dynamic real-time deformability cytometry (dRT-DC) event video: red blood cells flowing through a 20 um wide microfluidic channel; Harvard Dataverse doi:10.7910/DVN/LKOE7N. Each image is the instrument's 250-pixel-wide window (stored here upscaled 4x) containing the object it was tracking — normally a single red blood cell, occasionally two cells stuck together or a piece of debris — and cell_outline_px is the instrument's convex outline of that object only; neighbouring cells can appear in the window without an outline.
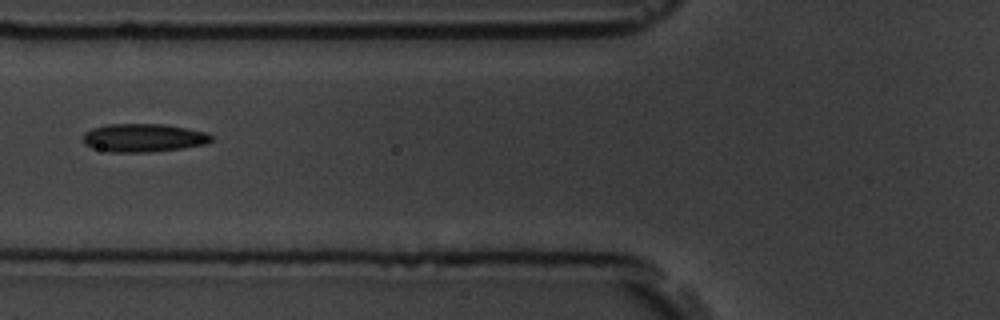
{"species": "common noctule bat (a hibernating species)", "species_latin": "Nyctalus noctula", "temperature_condition": "room temperature", "stored_images_in_passage": 3, "camera_frame_rate_fps": 3000, "um_per_image_px": 0.085, "animal": {"sex": "male", "body_mass_g": 19.5, "forearm_length_mm": 54.6}, "frame": {"image": 1, "passage_image": 3, "time_ms": 2.333, "image_size_px": [1000, 320], "cell_outline_px": [[212, 140], [208, 144], [184, 148], [148, 152], [108, 152], [92, 148], [84, 144], [84, 132], [92, 128], [104, 124], [164, 124], [208, 132], [212, 136]], "centroid_in_image_um": [12.2, 11.71], "position_along_channel_um": 113.6, "area_um2": 21.39}}